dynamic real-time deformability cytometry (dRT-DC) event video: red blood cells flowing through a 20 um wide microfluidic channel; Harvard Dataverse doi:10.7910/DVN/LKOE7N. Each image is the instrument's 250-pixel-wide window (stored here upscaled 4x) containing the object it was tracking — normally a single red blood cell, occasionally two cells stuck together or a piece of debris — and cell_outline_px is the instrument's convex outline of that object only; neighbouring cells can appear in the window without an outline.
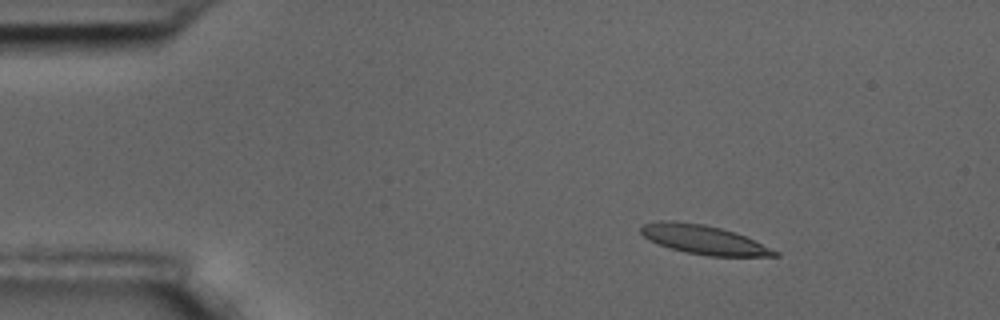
{"species": "common noctule bat (a hibernating species)", "species_latin": "Nyctalus noctula", "temperature_condition": "room temperature", "stored_images_in_passage": 6, "camera_frame_rate_fps": 3000, "um_per_image_px": 0.085, "animal": {"sex": "male", "body_mass_g": 17.5, "forearm_length_mm": 52.3}, "frame": {"image": 1, "passage_image": 2, "time_ms": 0.333, "image_size_px": [1000, 320], "cell_outline_px": [[780, 256], [708, 256], [684, 252], [648, 240], [640, 232], [640, 228], [644, 224], [660, 220], [672, 220], [704, 224], [736, 232], [780, 252]], "centroid_in_image_um": [59.82, 20.37], "position_along_channel_um": 25.2, "area_um2": 22.6}}
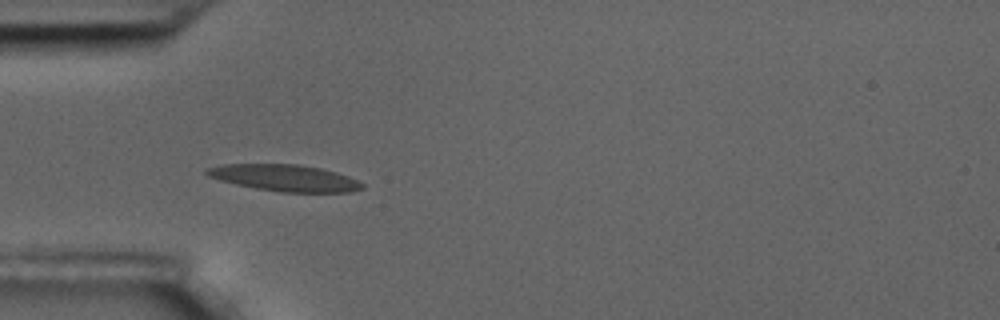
{"frame": {"image": 2, "passage_image": 4, "time_ms": 1.0, "image_size_px": [1000, 320], "cell_outline_px": [[364, 188], [352, 192], [280, 192], [256, 188], [236, 184], [220, 180], [208, 176], [204, 172], [204, 168], [220, 164], [296, 164], [320, 168], [336, 172], [348, 176], [364, 184]], "centroid_in_image_um": [24.18, 15.12], "position_along_channel_um": 60.8, "area_um2": 24.1}}
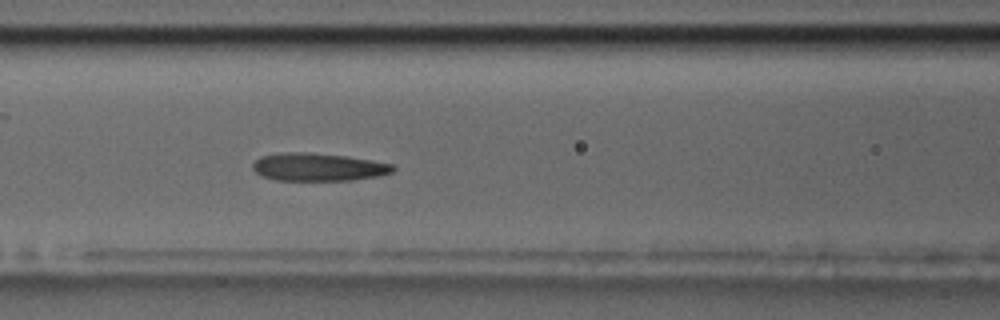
{"frame": {"image": 3, "passage_image": 6, "time_ms": 1.667, "image_size_px": [1000, 320], "cell_outline_px": [[396, 168], [392, 172], [376, 176], [352, 180], [276, 180], [264, 176], [256, 172], [252, 168], [252, 164], [260, 156], [288, 152], [304, 152], [348, 156], [396, 164]], "centroid_in_image_um": [27.08, 14.19], "position_along_channel_um": 139.5, "area_um2": 22.72}}